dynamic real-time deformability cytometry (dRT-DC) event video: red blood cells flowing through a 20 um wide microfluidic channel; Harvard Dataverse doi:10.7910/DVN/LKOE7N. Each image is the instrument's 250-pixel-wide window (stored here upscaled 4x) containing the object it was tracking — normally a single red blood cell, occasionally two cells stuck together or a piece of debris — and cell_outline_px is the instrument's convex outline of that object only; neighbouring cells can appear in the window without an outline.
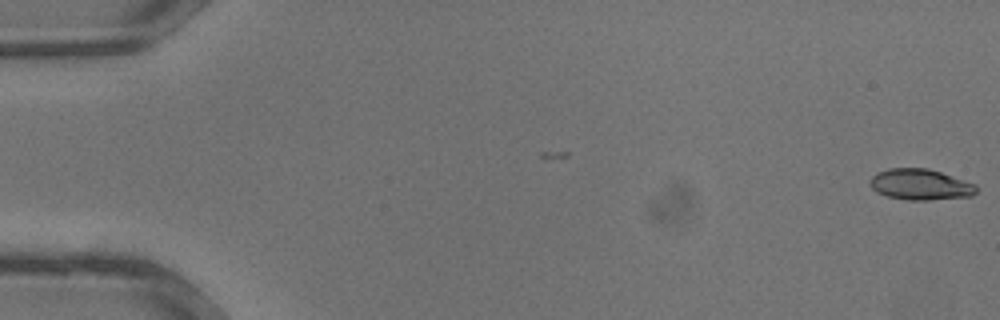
{"species": "common noctule bat (a hibernating species)", "species_latin": "Nyctalus noctula", "temperature_condition": "warm", "stored_images_in_passage": 35, "camera_frame_rate_fps": 3000, "um_per_image_px": 0.085, "animal": {"sex": "male", "body_mass_g": 13.3}, "frame": {"image": 1, "passage_image": 1, "time_ms": 0.0, "image_size_px": [1000, 320], "cell_outline_px": [[976, 192], [972, 196], [928, 200], [908, 200], [888, 196], [876, 192], [868, 184], [868, 180], [876, 172], [888, 168], [928, 168], [976, 184]], "centroid_in_image_um": [78.18, 15.68], "position_along_channel_um": 6.8, "area_um2": 19.25}}
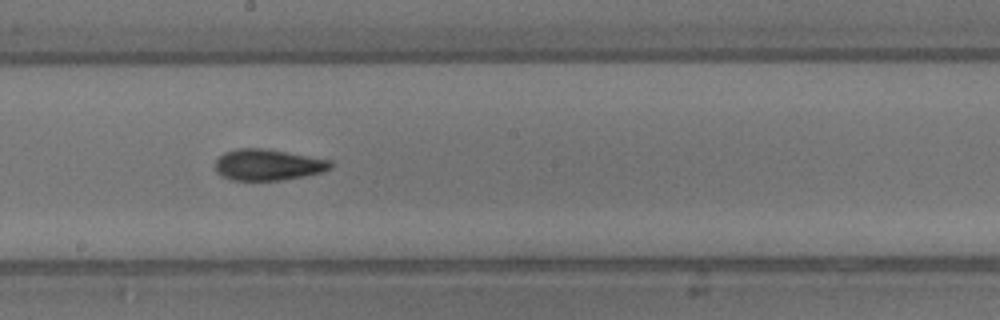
{"frame": {"image": 2, "passage_image": 20, "time_ms": 6.333, "image_size_px": [1000, 320], "cell_outline_px": [[332, 168], [320, 172], [304, 176], [280, 180], [232, 180], [220, 176], [216, 172], [216, 160], [224, 152], [236, 148], [260, 148], [332, 160]], "centroid_in_image_um": [22.74, 14.01], "position_along_channel_um": 225.5, "area_um2": 20.81}}
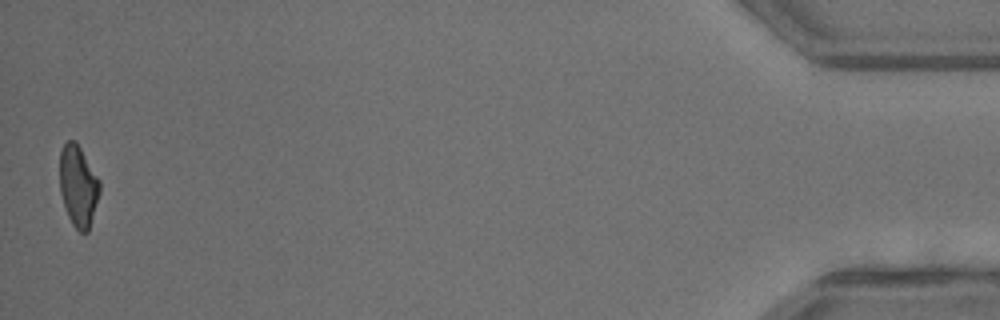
{"frame": {"image": 3, "passage_image": 35, "time_ms": 11.333, "image_size_px": [1000, 320], "cell_outline_px": [[100, 192], [88, 232], [80, 232], [72, 224], [68, 216], [60, 192], [60, 152], [64, 144], [68, 140], [76, 140], [100, 180]], "centroid_in_image_um": [6.65, 15.79], "position_along_channel_um": 428.5, "area_um2": 18.9}}